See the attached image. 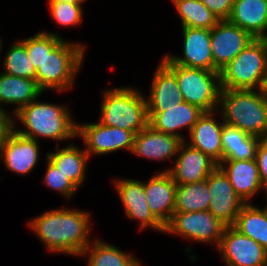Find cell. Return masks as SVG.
<instances>
[{"label": "cell", "instance_id": "obj_1", "mask_svg": "<svg viewBox=\"0 0 267 266\" xmlns=\"http://www.w3.org/2000/svg\"><path fill=\"white\" fill-rule=\"evenodd\" d=\"M90 215L83 210L58 207L30 220L28 228L49 252L80 256L92 242Z\"/></svg>", "mask_w": 267, "mask_h": 266}, {"label": "cell", "instance_id": "obj_2", "mask_svg": "<svg viewBox=\"0 0 267 266\" xmlns=\"http://www.w3.org/2000/svg\"><path fill=\"white\" fill-rule=\"evenodd\" d=\"M18 121L25 129L16 127ZM13 128L20 135L36 141H39L38 138L57 140V146L60 145L58 141L73 139L77 133V123L66 105L37 99L13 114Z\"/></svg>", "mask_w": 267, "mask_h": 266}, {"label": "cell", "instance_id": "obj_3", "mask_svg": "<svg viewBox=\"0 0 267 266\" xmlns=\"http://www.w3.org/2000/svg\"><path fill=\"white\" fill-rule=\"evenodd\" d=\"M218 111L224 123L259 139L267 137V98L259 90L221 89Z\"/></svg>", "mask_w": 267, "mask_h": 266}, {"label": "cell", "instance_id": "obj_4", "mask_svg": "<svg viewBox=\"0 0 267 266\" xmlns=\"http://www.w3.org/2000/svg\"><path fill=\"white\" fill-rule=\"evenodd\" d=\"M100 122L138 133L149 125L146 96L133 87L108 88L103 91Z\"/></svg>", "mask_w": 267, "mask_h": 266}, {"label": "cell", "instance_id": "obj_5", "mask_svg": "<svg viewBox=\"0 0 267 266\" xmlns=\"http://www.w3.org/2000/svg\"><path fill=\"white\" fill-rule=\"evenodd\" d=\"M86 45L63 39L36 70V83L45 93L48 90H70L86 54Z\"/></svg>", "mask_w": 267, "mask_h": 266}, {"label": "cell", "instance_id": "obj_6", "mask_svg": "<svg viewBox=\"0 0 267 266\" xmlns=\"http://www.w3.org/2000/svg\"><path fill=\"white\" fill-rule=\"evenodd\" d=\"M267 68V39H254L220 70L221 89L258 90Z\"/></svg>", "mask_w": 267, "mask_h": 266}, {"label": "cell", "instance_id": "obj_7", "mask_svg": "<svg viewBox=\"0 0 267 266\" xmlns=\"http://www.w3.org/2000/svg\"><path fill=\"white\" fill-rule=\"evenodd\" d=\"M176 75L183 101L204 112L218 110L221 92L220 72L166 64Z\"/></svg>", "mask_w": 267, "mask_h": 266}, {"label": "cell", "instance_id": "obj_8", "mask_svg": "<svg viewBox=\"0 0 267 266\" xmlns=\"http://www.w3.org/2000/svg\"><path fill=\"white\" fill-rule=\"evenodd\" d=\"M226 225L207 211L174 212L165 225L166 234H175L184 239L219 247Z\"/></svg>", "mask_w": 267, "mask_h": 266}, {"label": "cell", "instance_id": "obj_9", "mask_svg": "<svg viewBox=\"0 0 267 266\" xmlns=\"http://www.w3.org/2000/svg\"><path fill=\"white\" fill-rule=\"evenodd\" d=\"M134 131L106 126L97 123H77L76 138L83 140L85 151L90 157L105 155L118 150H128L132 153L135 141Z\"/></svg>", "mask_w": 267, "mask_h": 266}, {"label": "cell", "instance_id": "obj_10", "mask_svg": "<svg viewBox=\"0 0 267 266\" xmlns=\"http://www.w3.org/2000/svg\"><path fill=\"white\" fill-rule=\"evenodd\" d=\"M217 249L226 266H267V251L233 226L225 227Z\"/></svg>", "mask_w": 267, "mask_h": 266}, {"label": "cell", "instance_id": "obj_11", "mask_svg": "<svg viewBox=\"0 0 267 266\" xmlns=\"http://www.w3.org/2000/svg\"><path fill=\"white\" fill-rule=\"evenodd\" d=\"M183 57L167 54L161 60L165 64H178L190 68L214 71L211 50V29L182 27Z\"/></svg>", "mask_w": 267, "mask_h": 266}, {"label": "cell", "instance_id": "obj_12", "mask_svg": "<svg viewBox=\"0 0 267 266\" xmlns=\"http://www.w3.org/2000/svg\"><path fill=\"white\" fill-rule=\"evenodd\" d=\"M255 38L229 20H219L211 29V50L214 71L220 70L234 59Z\"/></svg>", "mask_w": 267, "mask_h": 266}, {"label": "cell", "instance_id": "obj_13", "mask_svg": "<svg viewBox=\"0 0 267 266\" xmlns=\"http://www.w3.org/2000/svg\"><path fill=\"white\" fill-rule=\"evenodd\" d=\"M114 187L123 204L124 212L131 220L140 222V230L151 228L164 233L165 226L153 215L146 201L144 181L115 179Z\"/></svg>", "mask_w": 267, "mask_h": 266}, {"label": "cell", "instance_id": "obj_14", "mask_svg": "<svg viewBox=\"0 0 267 266\" xmlns=\"http://www.w3.org/2000/svg\"><path fill=\"white\" fill-rule=\"evenodd\" d=\"M206 181L211 197L208 211L226 226H233L245 202L235 193L234 187L218 166Z\"/></svg>", "mask_w": 267, "mask_h": 266}, {"label": "cell", "instance_id": "obj_15", "mask_svg": "<svg viewBox=\"0 0 267 266\" xmlns=\"http://www.w3.org/2000/svg\"><path fill=\"white\" fill-rule=\"evenodd\" d=\"M175 160L174 165L164 171L170 174L177 185L203 181L218 166L208 155L185 141L180 144Z\"/></svg>", "mask_w": 267, "mask_h": 266}, {"label": "cell", "instance_id": "obj_16", "mask_svg": "<svg viewBox=\"0 0 267 266\" xmlns=\"http://www.w3.org/2000/svg\"><path fill=\"white\" fill-rule=\"evenodd\" d=\"M149 125L156 131L177 136L185 141L184 135L177 132L187 129L188 133L204 113L199 107L182 101L171 108H147Z\"/></svg>", "mask_w": 267, "mask_h": 266}, {"label": "cell", "instance_id": "obj_17", "mask_svg": "<svg viewBox=\"0 0 267 266\" xmlns=\"http://www.w3.org/2000/svg\"><path fill=\"white\" fill-rule=\"evenodd\" d=\"M39 142L20 135L14 128L0 148V160L13 173L26 175L36 167L40 155Z\"/></svg>", "mask_w": 267, "mask_h": 266}, {"label": "cell", "instance_id": "obj_18", "mask_svg": "<svg viewBox=\"0 0 267 266\" xmlns=\"http://www.w3.org/2000/svg\"><path fill=\"white\" fill-rule=\"evenodd\" d=\"M177 184L167 171L157 172L144 181L146 201L153 215L165 226L175 209Z\"/></svg>", "mask_w": 267, "mask_h": 266}, {"label": "cell", "instance_id": "obj_19", "mask_svg": "<svg viewBox=\"0 0 267 266\" xmlns=\"http://www.w3.org/2000/svg\"><path fill=\"white\" fill-rule=\"evenodd\" d=\"M218 110L204 112L198 119L197 123L188 133L190 142L185 140L189 146L202 151L208 155L217 164L223 161V147L221 141V132L224 122L221 116V123L216 121L215 113Z\"/></svg>", "mask_w": 267, "mask_h": 266}, {"label": "cell", "instance_id": "obj_20", "mask_svg": "<svg viewBox=\"0 0 267 266\" xmlns=\"http://www.w3.org/2000/svg\"><path fill=\"white\" fill-rule=\"evenodd\" d=\"M218 167L227 176L230 184L234 187L235 193L245 202L252 203L251 200L263 190L260 181L256 159L250 160H223Z\"/></svg>", "mask_w": 267, "mask_h": 266}, {"label": "cell", "instance_id": "obj_21", "mask_svg": "<svg viewBox=\"0 0 267 266\" xmlns=\"http://www.w3.org/2000/svg\"><path fill=\"white\" fill-rule=\"evenodd\" d=\"M182 142L177 136L158 132L148 125L135 135L131 154L156 161L172 160Z\"/></svg>", "mask_w": 267, "mask_h": 266}, {"label": "cell", "instance_id": "obj_22", "mask_svg": "<svg viewBox=\"0 0 267 266\" xmlns=\"http://www.w3.org/2000/svg\"><path fill=\"white\" fill-rule=\"evenodd\" d=\"M228 20L255 39H267V0H235Z\"/></svg>", "mask_w": 267, "mask_h": 266}, {"label": "cell", "instance_id": "obj_23", "mask_svg": "<svg viewBox=\"0 0 267 266\" xmlns=\"http://www.w3.org/2000/svg\"><path fill=\"white\" fill-rule=\"evenodd\" d=\"M147 108H171L183 101L175 73L161 60L152 79Z\"/></svg>", "mask_w": 267, "mask_h": 266}, {"label": "cell", "instance_id": "obj_24", "mask_svg": "<svg viewBox=\"0 0 267 266\" xmlns=\"http://www.w3.org/2000/svg\"><path fill=\"white\" fill-rule=\"evenodd\" d=\"M42 93L36 80L0 73V110H5L4 105H14L16 114Z\"/></svg>", "mask_w": 267, "mask_h": 266}, {"label": "cell", "instance_id": "obj_25", "mask_svg": "<svg viewBox=\"0 0 267 266\" xmlns=\"http://www.w3.org/2000/svg\"><path fill=\"white\" fill-rule=\"evenodd\" d=\"M46 154V158L54 164L79 189L87 174V162L90 156L78 145L69 144Z\"/></svg>", "mask_w": 267, "mask_h": 266}, {"label": "cell", "instance_id": "obj_26", "mask_svg": "<svg viewBox=\"0 0 267 266\" xmlns=\"http://www.w3.org/2000/svg\"><path fill=\"white\" fill-rule=\"evenodd\" d=\"M92 240L80 255L87 257V266H142V261L130 252L126 253L98 237Z\"/></svg>", "mask_w": 267, "mask_h": 266}, {"label": "cell", "instance_id": "obj_27", "mask_svg": "<svg viewBox=\"0 0 267 266\" xmlns=\"http://www.w3.org/2000/svg\"><path fill=\"white\" fill-rule=\"evenodd\" d=\"M259 138L224 123L221 132L223 160L255 159Z\"/></svg>", "mask_w": 267, "mask_h": 266}, {"label": "cell", "instance_id": "obj_28", "mask_svg": "<svg viewBox=\"0 0 267 266\" xmlns=\"http://www.w3.org/2000/svg\"><path fill=\"white\" fill-rule=\"evenodd\" d=\"M263 207L245 203L233 227L241 234L255 240L267 251V205Z\"/></svg>", "mask_w": 267, "mask_h": 266}, {"label": "cell", "instance_id": "obj_29", "mask_svg": "<svg viewBox=\"0 0 267 266\" xmlns=\"http://www.w3.org/2000/svg\"><path fill=\"white\" fill-rule=\"evenodd\" d=\"M210 199L206 179L200 182L177 185L174 212L207 211Z\"/></svg>", "mask_w": 267, "mask_h": 266}, {"label": "cell", "instance_id": "obj_30", "mask_svg": "<svg viewBox=\"0 0 267 266\" xmlns=\"http://www.w3.org/2000/svg\"><path fill=\"white\" fill-rule=\"evenodd\" d=\"M182 27L212 29L219 19L200 0H174Z\"/></svg>", "mask_w": 267, "mask_h": 266}, {"label": "cell", "instance_id": "obj_31", "mask_svg": "<svg viewBox=\"0 0 267 266\" xmlns=\"http://www.w3.org/2000/svg\"><path fill=\"white\" fill-rule=\"evenodd\" d=\"M3 59L5 74L35 80V66L31 63L27 49L20 40L9 46Z\"/></svg>", "mask_w": 267, "mask_h": 266}, {"label": "cell", "instance_id": "obj_32", "mask_svg": "<svg viewBox=\"0 0 267 266\" xmlns=\"http://www.w3.org/2000/svg\"><path fill=\"white\" fill-rule=\"evenodd\" d=\"M63 39L58 33L47 31L37 32L35 35L20 40L26 47L28 57L35 69L42 64L46 55L50 53Z\"/></svg>", "mask_w": 267, "mask_h": 266}, {"label": "cell", "instance_id": "obj_33", "mask_svg": "<svg viewBox=\"0 0 267 266\" xmlns=\"http://www.w3.org/2000/svg\"><path fill=\"white\" fill-rule=\"evenodd\" d=\"M48 7L52 19H54L59 26H78V24H81L83 21L84 12L82 4L48 1Z\"/></svg>", "mask_w": 267, "mask_h": 266}, {"label": "cell", "instance_id": "obj_34", "mask_svg": "<svg viewBox=\"0 0 267 266\" xmlns=\"http://www.w3.org/2000/svg\"><path fill=\"white\" fill-rule=\"evenodd\" d=\"M44 160L47 161L46 173L43 180L46 184L45 186L59 192V194L65 196L64 198L70 200L79 189L47 158Z\"/></svg>", "mask_w": 267, "mask_h": 266}, {"label": "cell", "instance_id": "obj_35", "mask_svg": "<svg viewBox=\"0 0 267 266\" xmlns=\"http://www.w3.org/2000/svg\"><path fill=\"white\" fill-rule=\"evenodd\" d=\"M219 20H228L235 0H200Z\"/></svg>", "mask_w": 267, "mask_h": 266}, {"label": "cell", "instance_id": "obj_36", "mask_svg": "<svg viewBox=\"0 0 267 266\" xmlns=\"http://www.w3.org/2000/svg\"><path fill=\"white\" fill-rule=\"evenodd\" d=\"M255 159L258 166L260 181L263 188L267 191V137L259 140Z\"/></svg>", "mask_w": 267, "mask_h": 266}, {"label": "cell", "instance_id": "obj_37", "mask_svg": "<svg viewBox=\"0 0 267 266\" xmlns=\"http://www.w3.org/2000/svg\"><path fill=\"white\" fill-rule=\"evenodd\" d=\"M8 113L6 110H0V148L13 129V113Z\"/></svg>", "mask_w": 267, "mask_h": 266}, {"label": "cell", "instance_id": "obj_38", "mask_svg": "<svg viewBox=\"0 0 267 266\" xmlns=\"http://www.w3.org/2000/svg\"><path fill=\"white\" fill-rule=\"evenodd\" d=\"M258 90L265 98H267V68L263 74V79Z\"/></svg>", "mask_w": 267, "mask_h": 266}, {"label": "cell", "instance_id": "obj_39", "mask_svg": "<svg viewBox=\"0 0 267 266\" xmlns=\"http://www.w3.org/2000/svg\"><path fill=\"white\" fill-rule=\"evenodd\" d=\"M48 1H57V2H70L74 4H83L86 0H48Z\"/></svg>", "mask_w": 267, "mask_h": 266}, {"label": "cell", "instance_id": "obj_40", "mask_svg": "<svg viewBox=\"0 0 267 266\" xmlns=\"http://www.w3.org/2000/svg\"><path fill=\"white\" fill-rule=\"evenodd\" d=\"M2 47H3V46H2V38H0V53H2V52H1Z\"/></svg>", "mask_w": 267, "mask_h": 266}]
</instances>
